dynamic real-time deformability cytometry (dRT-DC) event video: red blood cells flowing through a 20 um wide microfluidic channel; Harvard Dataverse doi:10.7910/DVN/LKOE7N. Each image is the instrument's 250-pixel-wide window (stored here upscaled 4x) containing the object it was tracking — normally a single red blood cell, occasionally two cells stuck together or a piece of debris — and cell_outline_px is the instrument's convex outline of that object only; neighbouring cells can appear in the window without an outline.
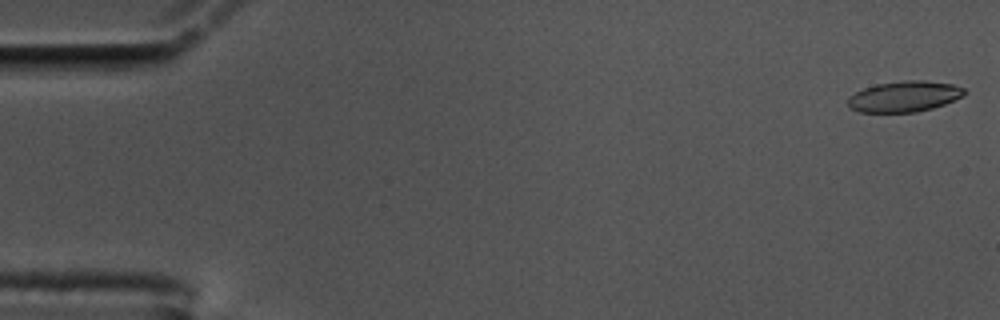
{"species": "common noctule bat (a hibernating species)", "species_latin": "Nyctalus noctula", "temperature_condition": "cold", "stored_images_in_passage": 56, "camera_frame_rate_fps": 3000, "um_per_image_px": 0.085, "animal": {"sex": "male", "body_mass_g": 17.5, "forearm_length_mm": 52.3}, "frame": {"image": 1, "passage_image": 1, "time_ms": 0.0, "image_size_px": [1000, 320], "cell_outline_px": [[968, 92], [964, 96], [944, 104], [932, 108], [916, 112], [860, 112], [852, 108], [848, 104], [848, 96], [864, 88], [876, 84], [904, 80], [924, 80], [952, 84], [964, 88]], "centroid_in_image_um": [76.89, 8.19], "position_along_channel_um": 8.1, "area_um2": 20.92}}
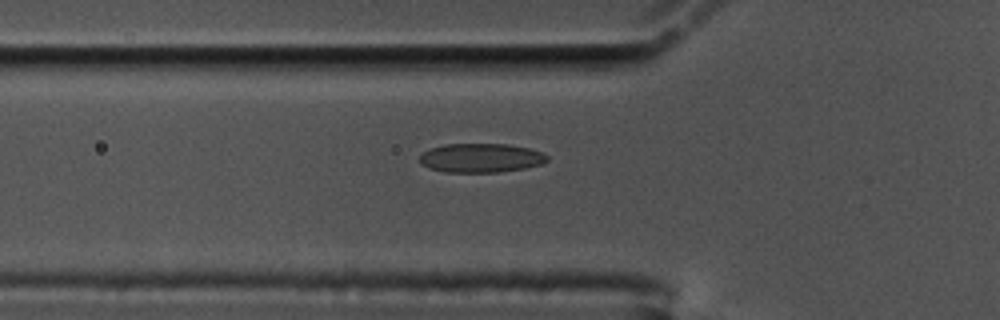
{"frame": {"image": 2, "passage_image": 19, "time_ms": 6.0, "image_size_px": [1000, 320], "cell_outline_px": [[548, 160], [540, 164], [524, 168], [500, 172], [444, 172], [428, 168], [420, 164], [420, 156], [424, 152], [432, 148], [444, 144], [508, 144], [528, 148], [544, 152], [548, 156]], "centroid_in_image_um": [40.88, 13.42], "position_along_channel_um": 84.9, "area_um2": 21.62}}
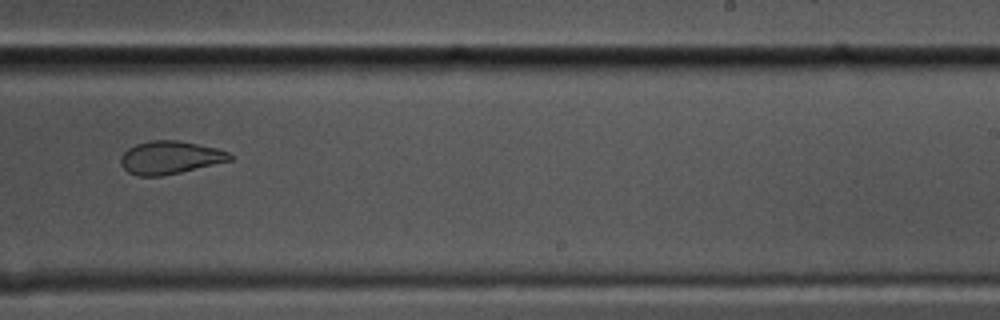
{"frame": {"image": 3, "passage_image": 35, "time_ms": 11.333, "image_size_px": [1000, 320], "cell_outline_px": [[232, 160], [180, 172], [160, 176], [136, 176], [128, 172], [120, 164], [120, 156], [128, 148], [136, 144], [152, 140], [176, 140], [216, 148], [228, 152], [232, 156]], "centroid_in_image_um": [14.41, 13.39], "position_along_channel_um": 274.6, "area_um2": 20.81}, "authors_computed_cell_mechanics": {"area_um2": 21.7617, "velocity_mm_per_s": 3.5569, "shape_relaxation_time_tau1_ms": null, "shape_relaxation_time_tau2_ms": 2.6022, "deformation_change_tau1": null, "deformation_change_tau2": 0.0711}}